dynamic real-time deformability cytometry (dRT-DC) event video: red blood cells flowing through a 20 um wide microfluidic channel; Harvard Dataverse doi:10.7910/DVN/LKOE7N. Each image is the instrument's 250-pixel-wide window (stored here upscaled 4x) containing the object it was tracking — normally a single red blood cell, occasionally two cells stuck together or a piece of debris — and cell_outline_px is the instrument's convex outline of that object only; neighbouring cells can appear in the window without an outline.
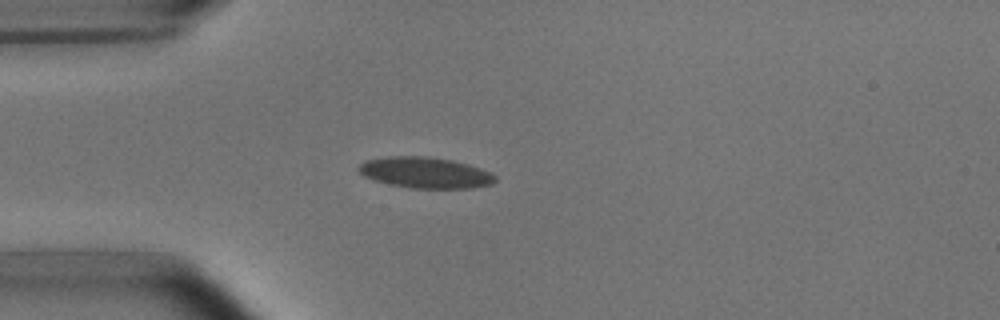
{"species": "common noctule bat (a hibernating species)", "species_latin": "Nyctalus noctula", "temperature_condition": "room temperature", "stored_images_in_passage": 4, "camera_frame_rate_fps": 3000, "um_per_image_px": 0.085, "animal": {"sex": "male", "body_mass_g": 15.6}, "frame": {"image": 1, "passage_image": 3, "time_ms": 2.667, "image_size_px": [1000, 320], "cell_outline_px": [[496, 180], [492, 184], [472, 188], [412, 188], [388, 184], [372, 180], [364, 176], [356, 168], [364, 160], [388, 156], [428, 156], [452, 160], [468, 164], [492, 172], [496, 176]], "centroid_in_image_um": [36.13, 14.67], "position_along_channel_um": 48.9, "area_um2": 24.91}}